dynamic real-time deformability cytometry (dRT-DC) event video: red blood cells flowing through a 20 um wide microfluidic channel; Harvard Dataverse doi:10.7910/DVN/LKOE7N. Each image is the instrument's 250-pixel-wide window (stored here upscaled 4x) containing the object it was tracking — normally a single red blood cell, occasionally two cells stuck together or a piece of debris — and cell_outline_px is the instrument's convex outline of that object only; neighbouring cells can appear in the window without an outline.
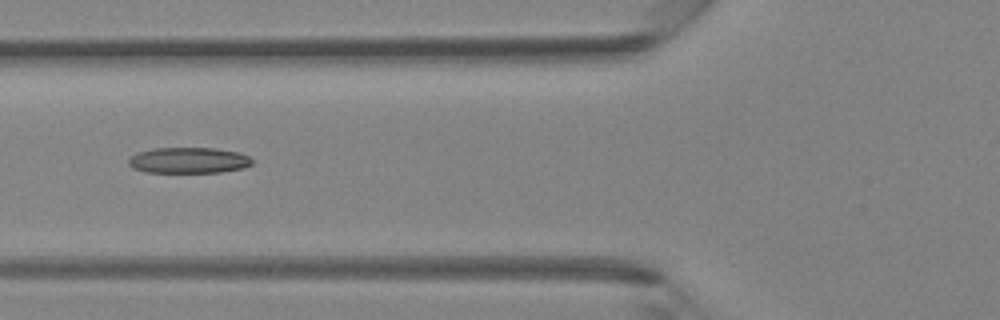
{"species": "Egyptian fruit bat (a non-hibernating species)", "species_latin": "Rousettus aegyptiacus", "temperature_condition": "room temperature", "stored_images_in_passage": 5, "camera_frame_rate_fps": 3000, "um_per_image_px": 0.085, "animal": {"sex": "female"}, "frame": {"image": 1, "passage_image": 4, "time_ms": 4.333, "image_size_px": [1000, 320], "cell_outline_px": [[252, 164], [244, 168], [220, 172], [144, 172], [132, 168], [128, 164], [128, 160], [136, 152], [152, 148], [216, 148], [240, 152], [248, 156], [252, 160]], "centroid_in_image_um": [16.02, 13.62], "position_along_channel_um": 109.8, "area_um2": 18.79}}
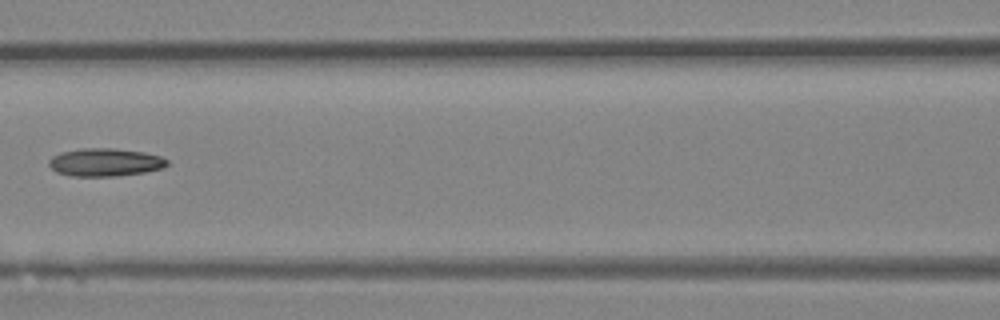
{"frame": {"image": 2, "passage_image": 5, "time_ms": 5.333, "image_size_px": [1000, 320], "cell_outline_px": [[168, 164], [164, 168], [144, 172], [116, 176], [72, 176], [56, 172], [48, 164], [48, 160], [52, 156], [60, 152], [80, 148], [112, 148], [144, 152], [160, 156], [168, 160]], "centroid_in_image_um": [8.92, 13.79], "position_along_channel_um": 157.7, "area_um2": 19.36}}